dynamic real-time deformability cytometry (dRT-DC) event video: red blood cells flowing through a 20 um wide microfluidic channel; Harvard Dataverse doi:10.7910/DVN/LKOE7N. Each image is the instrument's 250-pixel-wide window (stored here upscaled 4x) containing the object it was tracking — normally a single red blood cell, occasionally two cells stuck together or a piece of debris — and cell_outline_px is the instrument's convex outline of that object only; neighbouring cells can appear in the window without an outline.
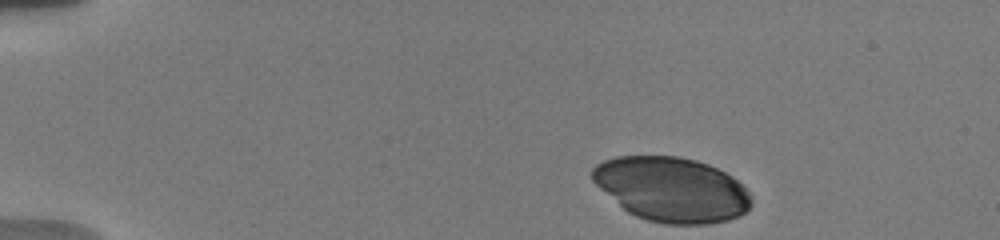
{"species": "human", "species_latin": "Homo sapiens", "temperature_condition": "warm", "stored_images_in_passage": 15, "camera_frame_rate_fps": 3000, "um_per_image_px": 0.085, "donor": {"sex": "male"}, "frame": {"image": 1, "passage_image": 1, "time_ms": 0.0, "image_size_px": [1000, 240], "cell_outline_px": [[752, 204], [740, 216], [728, 220], [708, 224], [664, 224], [648, 220], [636, 216], [628, 212], [600, 188], [592, 180], [592, 168], [596, 164], [604, 160], [616, 156], [680, 156], [696, 160], [708, 164], [732, 176], [752, 196]], "centroid_in_image_um": [57.1, 16.09], "position_along_channel_um": 27.9, "area_um2": 59.77}}